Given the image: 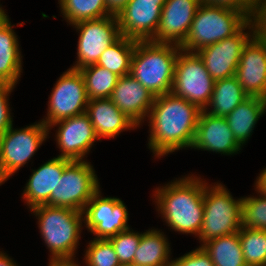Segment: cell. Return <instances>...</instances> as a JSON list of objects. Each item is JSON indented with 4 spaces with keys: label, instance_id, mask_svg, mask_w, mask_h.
I'll use <instances>...</instances> for the list:
<instances>
[{
    "label": "cell",
    "instance_id": "obj_1",
    "mask_svg": "<svg viewBox=\"0 0 266 266\" xmlns=\"http://www.w3.org/2000/svg\"><path fill=\"white\" fill-rule=\"evenodd\" d=\"M202 110L173 93L156 96L148 114V148L161 158L191 149Z\"/></svg>",
    "mask_w": 266,
    "mask_h": 266
},
{
    "label": "cell",
    "instance_id": "obj_2",
    "mask_svg": "<svg viewBox=\"0 0 266 266\" xmlns=\"http://www.w3.org/2000/svg\"><path fill=\"white\" fill-rule=\"evenodd\" d=\"M189 175L155 188L152 196L158 214L168 227L198 237L204 215L205 181L197 175Z\"/></svg>",
    "mask_w": 266,
    "mask_h": 266
},
{
    "label": "cell",
    "instance_id": "obj_3",
    "mask_svg": "<svg viewBox=\"0 0 266 266\" xmlns=\"http://www.w3.org/2000/svg\"><path fill=\"white\" fill-rule=\"evenodd\" d=\"M180 49L175 44L136 40L130 75L155 97L171 93Z\"/></svg>",
    "mask_w": 266,
    "mask_h": 266
},
{
    "label": "cell",
    "instance_id": "obj_4",
    "mask_svg": "<svg viewBox=\"0 0 266 266\" xmlns=\"http://www.w3.org/2000/svg\"><path fill=\"white\" fill-rule=\"evenodd\" d=\"M30 212L36 216L41 238L48 247L50 258H74L81 230L83 212L70 208L38 205Z\"/></svg>",
    "mask_w": 266,
    "mask_h": 266
},
{
    "label": "cell",
    "instance_id": "obj_5",
    "mask_svg": "<svg viewBox=\"0 0 266 266\" xmlns=\"http://www.w3.org/2000/svg\"><path fill=\"white\" fill-rule=\"evenodd\" d=\"M249 18L236 10L200 4L193 18L187 38L181 50H198L237 34Z\"/></svg>",
    "mask_w": 266,
    "mask_h": 266
},
{
    "label": "cell",
    "instance_id": "obj_6",
    "mask_svg": "<svg viewBox=\"0 0 266 266\" xmlns=\"http://www.w3.org/2000/svg\"><path fill=\"white\" fill-rule=\"evenodd\" d=\"M242 197L235 198L221 183L208 184L205 180L204 215L199 239L209 240L239 232L242 226Z\"/></svg>",
    "mask_w": 266,
    "mask_h": 266
},
{
    "label": "cell",
    "instance_id": "obj_7",
    "mask_svg": "<svg viewBox=\"0 0 266 266\" xmlns=\"http://www.w3.org/2000/svg\"><path fill=\"white\" fill-rule=\"evenodd\" d=\"M48 127L35 122L25 128L13 125L0 136V180L6 182L34 156L49 134Z\"/></svg>",
    "mask_w": 266,
    "mask_h": 266
},
{
    "label": "cell",
    "instance_id": "obj_8",
    "mask_svg": "<svg viewBox=\"0 0 266 266\" xmlns=\"http://www.w3.org/2000/svg\"><path fill=\"white\" fill-rule=\"evenodd\" d=\"M91 162L71 161L58 180L55 191L44 205L70 208L83 212L87 202L100 189Z\"/></svg>",
    "mask_w": 266,
    "mask_h": 266
},
{
    "label": "cell",
    "instance_id": "obj_9",
    "mask_svg": "<svg viewBox=\"0 0 266 266\" xmlns=\"http://www.w3.org/2000/svg\"><path fill=\"white\" fill-rule=\"evenodd\" d=\"M214 82L197 52L180 49L171 93L205 110L212 96Z\"/></svg>",
    "mask_w": 266,
    "mask_h": 266
},
{
    "label": "cell",
    "instance_id": "obj_10",
    "mask_svg": "<svg viewBox=\"0 0 266 266\" xmlns=\"http://www.w3.org/2000/svg\"><path fill=\"white\" fill-rule=\"evenodd\" d=\"M88 102L81 72L69 68L54 84L49 96L47 116L41 121L49 127L59 120L84 114Z\"/></svg>",
    "mask_w": 266,
    "mask_h": 266
},
{
    "label": "cell",
    "instance_id": "obj_11",
    "mask_svg": "<svg viewBox=\"0 0 266 266\" xmlns=\"http://www.w3.org/2000/svg\"><path fill=\"white\" fill-rule=\"evenodd\" d=\"M72 26L79 31L77 61L70 67L76 70L96 64L100 55L121 36L118 19L113 15L81 21Z\"/></svg>",
    "mask_w": 266,
    "mask_h": 266
},
{
    "label": "cell",
    "instance_id": "obj_12",
    "mask_svg": "<svg viewBox=\"0 0 266 266\" xmlns=\"http://www.w3.org/2000/svg\"><path fill=\"white\" fill-rule=\"evenodd\" d=\"M128 215L124 201L117 197H103L99 189L83 210V223L95 239H108L130 228Z\"/></svg>",
    "mask_w": 266,
    "mask_h": 266
},
{
    "label": "cell",
    "instance_id": "obj_13",
    "mask_svg": "<svg viewBox=\"0 0 266 266\" xmlns=\"http://www.w3.org/2000/svg\"><path fill=\"white\" fill-rule=\"evenodd\" d=\"M253 36L248 22L237 34L197 51L215 81L235 75L243 48Z\"/></svg>",
    "mask_w": 266,
    "mask_h": 266
},
{
    "label": "cell",
    "instance_id": "obj_14",
    "mask_svg": "<svg viewBox=\"0 0 266 266\" xmlns=\"http://www.w3.org/2000/svg\"><path fill=\"white\" fill-rule=\"evenodd\" d=\"M58 129L55 133L56 144L61 151L60 158L70 161H83L90 152L94 143L100 139L89 116L84 113L78 116L59 120L48 127L51 130L55 126Z\"/></svg>",
    "mask_w": 266,
    "mask_h": 266
},
{
    "label": "cell",
    "instance_id": "obj_15",
    "mask_svg": "<svg viewBox=\"0 0 266 266\" xmlns=\"http://www.w3.org/2000/svg\"><path fill=\"white\" fill-rule=\"evenodd\" d=\"M162 0H129L117 16L121 36L152 41L161 18Z\"/></svg>",
    "mask_w": 266,
    "mask_h": 266
},
{
    "label": "cell",
    "instance_id": "obj_16",
    "mask_svg": "<svg viewBox=\"0 0 266 266\" xmlns=\"http://www.w3.org/2000/svg\"><path fill=\"white\" fill-rule=\"evenodd\" d=\"M200 4V0H166L152 41L181 46L188 36Z\"/></svg>",
    "mask_w": 266,
    "mask_h": 266
},
{
    "label": "cell",
    "instance_id": "obj_17",
    "mask_svg": "<svg viewBox=\"0 0 266 266\" xmlns=\"http://www.w3.org/2000/svg\"><path fill=\"white\" fill-rule=\"evenodd\" d=\"M249 96L266 99V44L253 36L244 46L235 73Z\"/></svg>",
    "mask_w": 266,
    "mask_h": 266
},
{
    "label": "cell",
    "instance_id": "obj_18",
    "mask_svg": "<svg viewBox=\"0 0 266 266\" xmlns=\"http://www.w3.org/2000/svg\"><path fill=\"white\" fill-rule=\"evenodd\" d=\"M191 148L221 155H234L242 150L225 117L213 116L204 110L200 114Z\"/></svg>",
    "mask_w": 266,
    "mask_h": 266
},
{
    "label": "cell",
    "instance_id": "obj_19",
    "mask_svg": "<svg viewBox=\"0 0 266 266\" xmlns=\"http://www.w3.org/2000/svg\"><path fill=\"white\" fill-rule=\"evenodd\" d=\"M154 98L155 96L130 74L118 78L110 97L120 111L139 127L147 119Z\"/></svg>",
    "mask_w": 266,
    "mask_h": 266
},
{
    "label": "cell",
    "instance_id": "obj_20",
    "mask_svg": "<svg viewBox=\"0 0 266 266\" xmlns=\"http://www.w3.org/2000/svg\"><path fill=\"white\" fill-rule=\"evenodd\" d=\"M71 161L68 159L54 157L41 165L38 169L32 170V174L26 182L22 197L27 207L44 205L55 191L58 180L61 179L64 168Z\"/></svg>",
    "mask_w": 266,
    "mask_h": 266
},
{
    "label": "cell",
    "instance_id": "obj_21",
    "mask_svg": "<svg viewBox=\"0 0 266 266\" xmlns=\"http://www.w3.org/2000/svg\"><path fill=\"white\" fill-rule=\"evenodd\" d=\"M86 114L97 137L114 139L121 132L139 127L111 101L110 98L90 99Z\"/></svg>",
    "mask_w": 266,
    "mask_h": 266
},
{
    "label": "cell",
    "instance_id": "obj_22",
    "mask_svg": "<svg viewBox=\"0 0 266 266\" xmlns=\"http://www.w3.org/2000/svg\"><path fill=\"white\" fill-rule=\"evenodd\" d=\"M6 14L0 20V82L16 86L22 73L19 40Z\"/></svg>",
    "mask_w": 266,
    "mask_h": 266
},
{
    "label": "cell",
    "instance_id": "obj_23",
    "mask_svg": "<svg viewBox=\"0 0 266 266\" xmlns=\"http://www.w3.org/2000/svg\"><path fill=\"white\" fill-rule=\"evenodd\" d=\"M265 112L266 99L249 96L225 117L235 140L241 147L248 142L255 125Z\"/></svg>",
    "mask_w": 266,
    "mask_h": 266
},
{
    "label": "cell",
    "instance_id": "obj_24",
    "mask_svg": "<svg viewBox=\"0 0 266 266\" xmlns=\"http://www.w3.org/2000/svg\"><path fill=\"white\" fill-rule=\"evenodd\" d=\"M168 238L157 229L143 232L133 263L141 266H170L172 259Z\"/></svg>",
    "mask_w": 266,
    "mask_h": 266
},
{
    "label": "cell",
    "instance_id": "obj_25",
    "mask_svg": "<svg viewBox=\"0 0 266 266\" xmlns=\"http://www.w3.org/2000/svg\"><path fill=\"white\" fill-rule=\"evenodd\" d=\"M248 97L235 75L219 79L214 82L210 102L204 111L213 116L226 117Z\"/></svg>",
    "mask_w": 266,
    "mask_h": 266
},
{
    "label": "cell",
    "instance_id": "obj_26",
    "mask_svg": "<svg viewBox=\"0 0 266 266\" xmlns=\"http://www.w3.org/2000/svg\"><path fill=\"white\" fill-rule=\"evenodd\" d=\"M202 247L210 256L214 266H247L239 232L209 240Z\"/></svg>",
    "mask_w": 266,
    "mask_h": 266
},
{
    "label": "cell",
    "instance_id": "obj_27",
    "mask_svg": "<svg viewBox=\"0 0 266 266\" xmlns=\"http://www.w3.org/2000/svg\"><path fill=\"white\" fill-rule=\"evenodd\" d=\"M136 40L120 36L99 57L96 65L106 68L117 76H125L131 72V60Z\"/></svg>",
    "mask_w": 266,
    "mask_h": 266
},
{
    "label": "cell",
    "instance_id": "obj_28",
    "mask_svg": "<svg viewBox=\"0 0 266 266\" xmlns=\"http://www.w3.org/2000/svg\"><path fill=\"white\" fill-rule=\"evenodd\" d=\"M63 18L70 24L111 15L105 0H58Z\"/></svg>",
    "mask_w": 266,
    "mask_h": 266
},
{
    "label": "cell",
    "instance_id": "obj_29",
    "mask_svg": "<svg viewBox=\"0 0 266 266\" xmlns=\"http://www.w3.org/2000/svg\"><path fill=\"white\" fill-rule=\"evenodd\" d=\"M85 82L88 99L110 98L119 76L99 65L79 70Z\"/></svg>",
    "mask_w": 266,
    "mask_h": 266
},
{
    "label": "cell",
    "instance_id": "obj_30",
    "mask_svg": "<svg viewBox=\"0 0 266 266\" xmlns=\"http://www.w3.org/2000/svg\"><path fill=\"white\" fill-rule=\"evenodd\" d=\"M239 238L247 266H266V230L241 226Z\"/></svg>",
    "mask_w": 266,
    "mask_h": 266
},
{
    "label": "cell",
    "instance_id": "obj_31",
    "mask_svg": "<svg viewBox=\"0 0 266 266\" xmlns=\"http://www.w3.org/2000/svg\"><path fill=\"white\" fill-rule=\"evenodd\" d=\"M242 197V226L266 230V196Z\"/></svg>",
    "mask_w": 266,
    "mask_h": 266
},
{
    "label": "cell",
    "instance_id": "obj_32",
    "mask_svg": "<svg viewBox=\"0 0 266 266\" xmlns=\"http://www.w3.org/2000/svg\"><path fill=\"white\" fill-rule=\"evenodd\" d=\"M86 266H120L112 243L108 239H93L89 241L85 254Z\"/></svg>",
    "mask_w": 266,
    "mask_h": 266
},
{
    "label": "cell",
    "instance_id": "obj_33",
    "mask_svg": "<svg viewBox=\"0 0 266 266\" xmlns=\"http://www.w3.org/2000/svg\"><path fill=\"white\" fill-rule=\"evenodd\" d=\"M142 232H134L128 228L121 231L115 236L108 238L112 243L114 251L118 257L120 264L133 263L135 252L138 248Z\"/></svg>",
    "mask_w": 266,
    "mask_h": 266
},
{
    "label": "cell",
    "instance_id": "obj_34",
    "mask_svg": "<svg viewBox=\"0 0 266 266\" xmlns=\"http://www.w3.org/2000/svg\"><path fill=\"white\" fill-rule=\"evenodd\" d=\"M16 86L10 83L0 82V136L12 125L13 118L9 104V96Z\"/></svg>",
    "mask_w": 266,
    "mask_h": 266
},
{
    "label": "cell",
    "instance_id": "obj_35",
    "mask_svg": "<svg viewBox=\"0 0 266 266\" xmlns=\"http://www.w3.org/2000/svg\"><path fill=\"white\" fill-rule=\"evenodd\" d=\"M170 266H214L210 256L199 246L183 256L173 259Z\"/></svg>",
    "mask_w": 266,
    "mask_h": 266
},
{
    "label": "cell",
    "instance_id": "obj_36",
    "mask_svg": "<svg viewBox=\"0 0 266 266\" xmlns=\"http://www.w3.org/2000/svg\"><path fill=\"white\" fill-rule=\"evenodd\" d=\"M249 22L254 36L258 39H266V0H255Z\"/></svg>",
    "mask_w": 266,
    "mask_h": 266
},
{
    "label": "cell",
    "instance_id": "obj_37",
    "mask_svg": "<svg viewBox=\"0 0 266 266\" xmlns=\"http://www.w3.org/2000/svg\"><path fill=\"white\" fill-rule=\"evenodd\" d=\"M201 4L230 8L245 14L250 18L255 0H200Z\"/></svg>",
    "mask_w": 266,
    "mask_h": 266
},
{
    "label": "cell",
    "instance_id": "obj_38",
    "mask_svg": "<svg viewBox=\"0 0 266 266\" xmlns=\"http://www.w3.org/2000/svg\"><path fill=\"white\" fill-rule=\"evenodd\" d=\"M108 12L113 16H118L125 8L129 0H105Z\"/></svg>",
    "mask_w": 266,
    "mask_h": 266
},
{
    "label": "cell",
    "instance_id": "obj_39",
    "mask_svg": "<svg viewBox=\"0 0 266 266\" xmlns=\"http://www.w3.org/2000/svg\"><path fill=\"white\" fill-rule=\"evenodd\" d=\"M255 182V191L266 196V167L260 172Z\"/></svg>",
    "mask_w": 266,
    "mask_h": 266
},
{
    "label": "cell",
    "instance_id": "obj_40",
    "mask_svg": "<svg viewBox=\"0 0 266 266\" xmlns=\"http://www.w3.org/2000/svg\"><path fill=\"white\" fill-rule=\"evenodd\" d=\"M74 258H49L48 266H80Z\"/></svg>",
    "mask_w": 266,
    "mask_h": 266
},
{
    "label": "cell",
    "instance_id": "obj_41",
    "mask_svg": "<svg viewBox=\"0 0 266 266\" xmlns=\"http://www.w3.org/2000/svg\"><path fill=\"white\" fill-rule=\"evenodd\" d=\"M0 266H18L8 254L0 251Z\"/></svg>",
    "mask_w": 266,
    "mask_h": 266
},
{
    "label": "cell",
    "instance_id": "obj_42",
    "mask_svg": "<svg viewBox=\"0 0 266 266\" xmlns=\"http://www.w3.org/2000/svg\"><path fill=\"white\" fill-rule=\"evenodd\" d=\"M6 15L5 10L0 7V20Z\"/></svg>",
    "mask_w": 266,
    "mask_h": 266
},
{
    "label": "cell",
    "instance_id": "obj_43",
    "mask_svg": "<svg viewBox=\"0 0 266 266\" xmlns=\"http://www.w3.org/2000/svg\"><path fill=\"white\" fill-rule=\"evenodd\" d=\"M120 266H141V265H137V264H134V263H128V264H122Z\"/></svg>",
    "mask_w": 266,
    "mask_h": 266
},
{
    "label": "cell",
    "instance_id": "obj_44",
    "mask_svg": "<svg viewBox=\"0 0 266 266\" xmlns=\"http://www.w3.org/2000/svg\"><path fill=\"white\" fill-rule=\"evenodd\" d=\"M5 182L3 180H0V186L4 184Z\"/></svg>",
    "mask_w": 266,
    "mask_h": 266
}]
</instances>
